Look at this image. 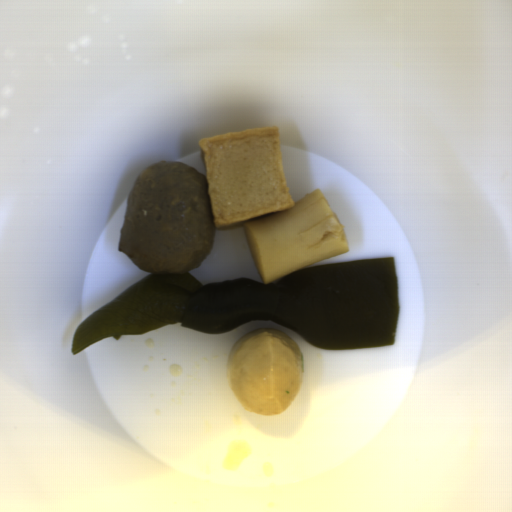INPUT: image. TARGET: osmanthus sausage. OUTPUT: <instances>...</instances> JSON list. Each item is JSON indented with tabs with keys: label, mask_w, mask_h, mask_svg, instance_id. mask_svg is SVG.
I'll list each match as a JSON object with an SVG mask.
<instances>
[{
	"label": "osmanthus sausage",
	"mask_w": 512,
	"mask_h": 512,
	"mask_svg": "<svg viewBox=\"0 0 512 512\" xmlns=\"http://www.w3.org/2000/svg\"><path fill=\"white\" fill-rule=\"evenodd\" d=\"M242 228L264 285L350 250L342 223L320 189L309 192L292 208L244 221Z\"/></svg>",
	"instance_id": "d35146e8"
}]
</instances>
